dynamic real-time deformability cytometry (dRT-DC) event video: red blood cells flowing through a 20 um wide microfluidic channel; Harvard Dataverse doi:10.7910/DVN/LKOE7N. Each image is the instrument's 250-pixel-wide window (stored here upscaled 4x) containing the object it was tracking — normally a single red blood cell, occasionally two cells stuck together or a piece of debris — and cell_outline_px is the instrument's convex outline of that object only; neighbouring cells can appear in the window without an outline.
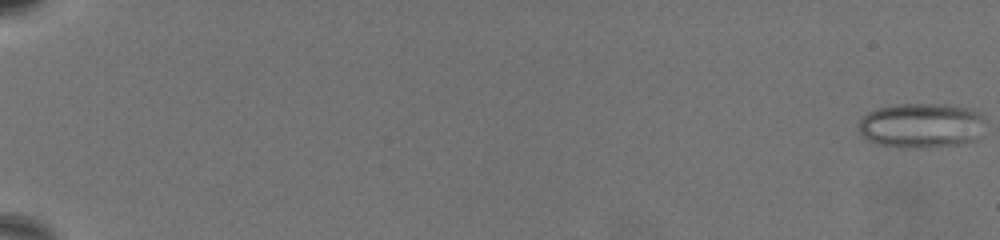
{"species": "common noctule bat (a hibernating species)", "species_latin": "Nyctalus noctula", "temperature_condition": "warm", "stored_images_in_passage": 68, "camera_frame_rate_fps": 3000, "um_per_image_px": 0.085, "animal": {"sex": "female", "body_mass_g": 19.5, "forearm_length_mm": 54.1}, "frame": {"image": 1, "passage_image": 1, "time_ms": 0.0, "image_size_px": [1000, 240], "cell_outline_px": [[980, 116], [976, 140], [956, 144], [924, 148], [916, 148], [876, 144], [860, 136], [856, 128], [860, 120], [868, 112], [876, 108], [896, 104], [944, 104], [968, 108], [980, 112]], "centroid_in_image_um": [78.18, 10.66], "position_along_channel_um": 6.8, "area_um2": 32.77}}
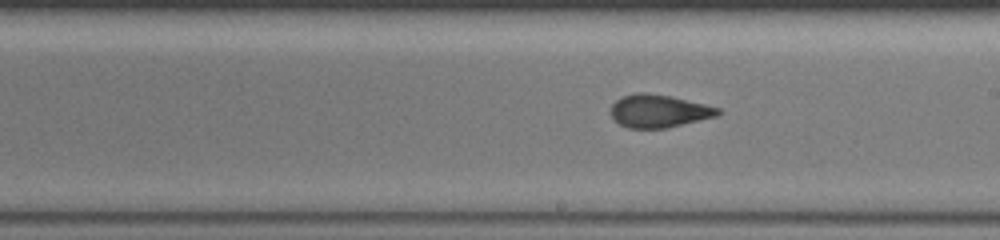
{"frame": {"image": 2, "passage_image": 43, "time_ms": 14.0, "image_size_px": [1000, 240], "cell_outline_px": [[724, 112], [716, 116], [664, 128], [628, 128], [620, 124], [612, 116], [612, 104], [620, 96], [636, 92], [648, 92], [672, 96], [720, 108]], "centroid_in_image_um": [56.0, 9.41], "position_along_channel_um": 233.0, "area_um2": 20.46}}
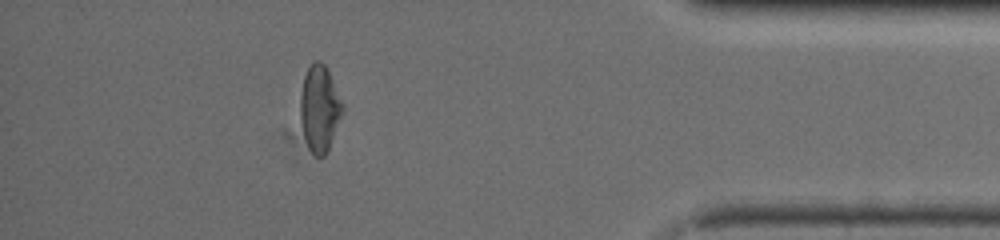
{"frame": {"image": 3, "passage_image": 62, "time_ms": 20.333, "image_size_px": [1000, 240], "cell_outline_px": [[344, 112], [328, 148], [324, 156], [316, 156], [308, 148], [304, 136], [300, 120], [300, 96], [304, 76], [308, 68], [316, 60], [320, 60], [324, 64], [344, 104]], "centroid_in_image_um": [27.17, 9.22], "position_along_channel_um": 408.0, "area_um2": 21.1}, "authors_computed_cell_mechanics": {"area_um2": 21.2993, "velocity_mm_per_s": 3.2674, "shape_relaxation_time_tau1_ms": 9.7057, "shape_relaxation_time_tau2_ms": 1.2353, "deformation_change_tau1": 0.2181, "deformation_change_tau2": 0.0768}}